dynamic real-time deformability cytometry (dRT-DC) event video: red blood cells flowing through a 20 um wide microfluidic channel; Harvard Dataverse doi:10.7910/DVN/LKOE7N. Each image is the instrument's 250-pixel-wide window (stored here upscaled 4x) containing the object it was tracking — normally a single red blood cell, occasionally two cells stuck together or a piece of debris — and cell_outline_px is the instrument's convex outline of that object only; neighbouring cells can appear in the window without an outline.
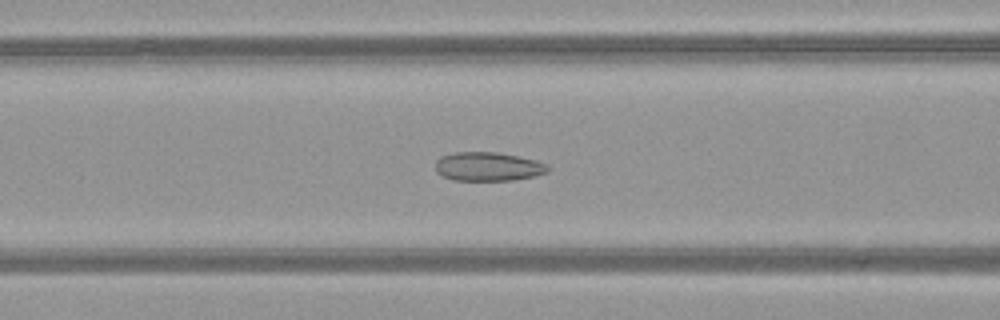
{"species": "common noctule bat (a hibernating species)", "species_latin": "Nyctalus noctula", "temperature_condition": "warm", "stored_images_in_passage": 41, "camera_frame_rate_fps": 3000, "um_per_image_px": 0.085, "animal": {"sex": "female", "body_mass_g": 21.9}, "frame": {"image": 1, "passage_image": 11, "time_ms": 3.333, "image_size_px": [1000, 320], "cell_outline_px": [[548, 172], [532, 176], [512, 180], [452, 180], [436, 172], [436, 160], [440, 156], [452, 152], [496, 152], [520, 156], [536, 160], [548, 164]], "centroid_in_image_um": [41.47, 14.14], "position_along_channel_um": 125.1, "area_um2": 18.96}}
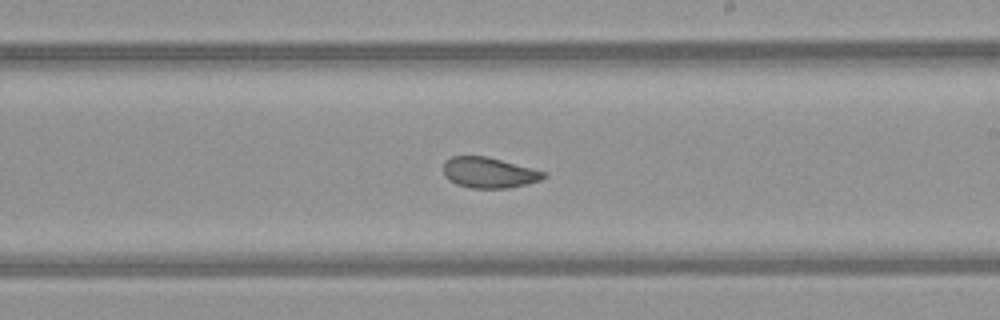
{"frame": {"image": 2, "passage_image": 20, "time_ms": 6.333, "image_size_px": [1000, 320], "cell_outline_px": [[548, 176], [540, 180], [508, 188], [472, 188], [456, 184], [448, 180], [444, 176], [444, 160], [452, 156], [488, 156], [548, 172]], "centroid_in_image_um": [41.57, 14.66], "position_along_channel_um": 247.4, "area_um2": 18.09}}
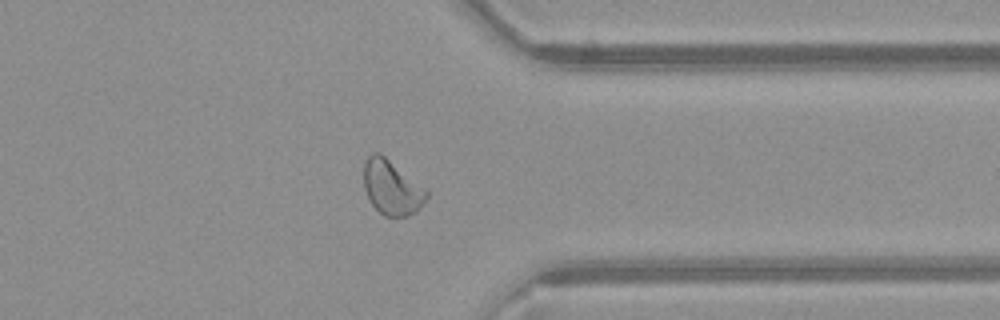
{"frame": {"image": 3, "passage_image": 30, "time_ms": 9.667, "image_size_px": [1000, 320], "cell_outline_px": [[428, 196], [424, 204], [416, 212], [408, 216], [384, 216], [372, 204], [364, 188], [364, 160], [372, 152], [380, 152], [428, 192]], "centroid_in_image_um": [33.28, 15.94], "position_along_channel_um": 378.1, "area_um2": 19.71}, "authors_computed_cell_mechanics": {"area_um2": 19.941, "velocity_mm_per_s": 4.0742, "shape_relaxation_time_tau1_ms": 7.6131, "shape_relaxation_time_tau2_ms": 1.2237, "deformation_change_tau1": 0.144, "deformation_change_tau2": 0.0618}}